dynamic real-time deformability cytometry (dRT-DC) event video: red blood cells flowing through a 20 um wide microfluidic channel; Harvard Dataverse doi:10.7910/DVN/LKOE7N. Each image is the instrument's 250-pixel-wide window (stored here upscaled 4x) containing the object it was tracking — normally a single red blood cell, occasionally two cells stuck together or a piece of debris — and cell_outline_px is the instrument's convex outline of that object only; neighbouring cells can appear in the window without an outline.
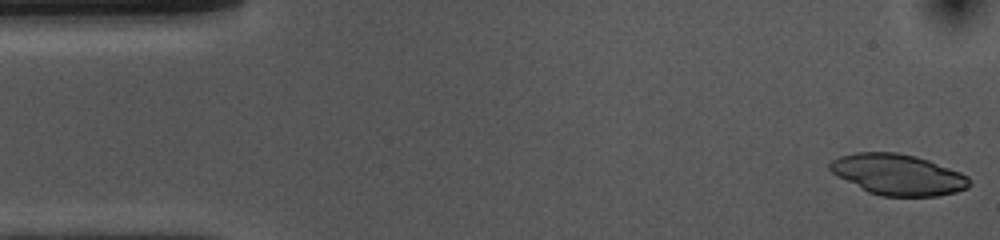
{"species": "common noctule bat (a hibernating species)", "species_latin": "Nyctalus noctula", "temperature_condition": "cold", "stored_images_in_passage": 51, "camera_frame_rate_fps": 3000, "um_per_image_px": 0.085, "animal": {"sex": "female", "body_mass_g": 10.0, "forearm_length_mm": 53.1}, "frame": {"image": 1, "passage_image": 1, "time_ms": 0.0, "image_size_px": [1000, 240], "cell_outline_px": [[968, 188], [956, 192], [936, 196], [880, 196], [868, 192], [832, 172], [828, 168], [828, 164], [832, 160], [840, 156], [856, 152], [896, 152], [916, 156], [928, 160], [960, 172], [968, 176]], "centroid_in_image_um": [76.32, 14.83], "position_along_channel_um": 8.7, "area_um2": 32.95}}